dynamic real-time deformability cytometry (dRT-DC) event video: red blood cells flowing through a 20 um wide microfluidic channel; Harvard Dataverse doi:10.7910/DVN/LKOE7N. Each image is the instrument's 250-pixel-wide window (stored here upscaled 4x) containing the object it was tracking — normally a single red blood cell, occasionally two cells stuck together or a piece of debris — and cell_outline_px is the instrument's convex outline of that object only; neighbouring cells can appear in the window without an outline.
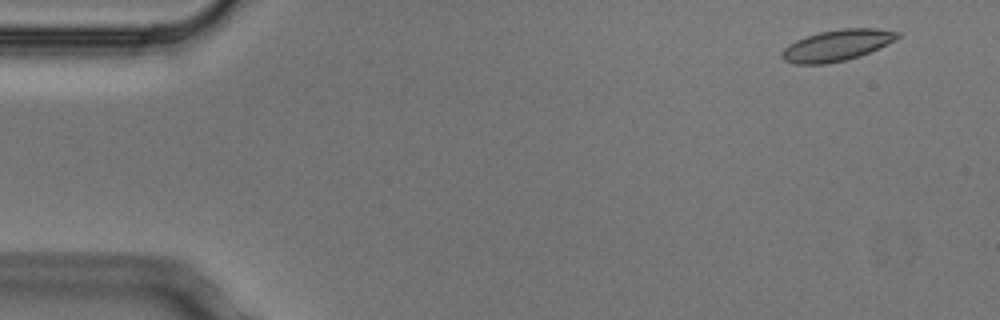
{"species": "Egyptian fruit bat (a non-hibernating species)", "species_latin": "Rousettus aegyptiacus", "temperature_condition": "cold", "stored_images_in_passage": 4, "camera_frame_rate_fps": 3000, "um_per_image_px": 0.085, "animal": {"sex": "male"}, "frame": {"image": 1, "passage_image": 1, "time_ms": 0.0, "image_size_px": [1000, 320], "cell_outline_px": [[900, 36], [896, 40], [888, 44], [860, 56], [828, 64], [796, 64], [784, 60], [780, 56], [780, 52], [788, 44], [804, 36], [820, 32], [844, 28], [876, 28], [900, 32]], "centroid_in_image_um": [71.13, 3.85], "position_along_channel_um": 13.9, "area_um2": 21.15}}
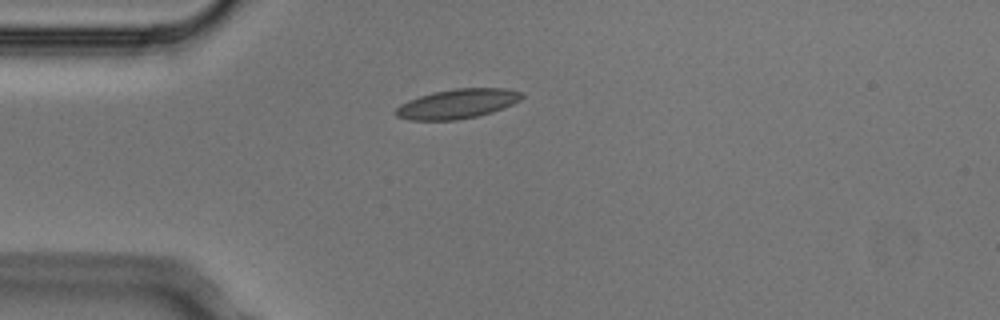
{"frame": {"image": 2, "passage_image": 4, "time_ms": 1.0, "image_size_px": [1000, 320], "cell_outline_px": [[524, 96], [520, 100], [504, 108], [492, 112], [476, 116], [456, 120], [408, 120], [396, 116], [392, 112], [400, 104], [408, 100], [432, 92], [452, 88], [504, 88], [520, 92]], "centroid_in_image_um": [38.83, 8.82], "position_along_channel_um": 46.2, "area_um2": 21.79}}